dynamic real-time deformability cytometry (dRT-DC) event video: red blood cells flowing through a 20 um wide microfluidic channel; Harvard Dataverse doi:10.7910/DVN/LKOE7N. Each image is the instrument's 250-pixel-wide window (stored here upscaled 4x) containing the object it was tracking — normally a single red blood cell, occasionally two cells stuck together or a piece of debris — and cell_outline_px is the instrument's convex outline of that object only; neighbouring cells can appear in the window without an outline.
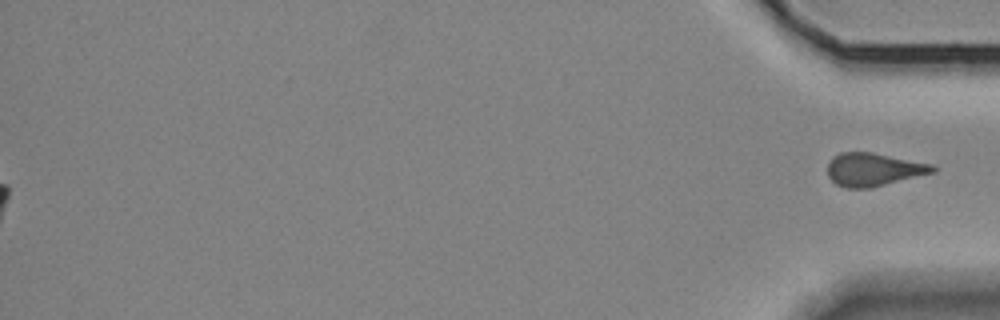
{"species": "Egyptian fruit bat (a non-hibernating species)", "species_latin": "Rousettus aegyptiacus", "temperature_condition": "room temperature", "stored_images_in_passage": 28, "segment_of_instrument_passage": [2, 2], "camera_frame_rate_fps": 3000, "um_per_image_px": 0.085, "animal": {"sex": "female"}, "frame": {"image": 1, "passage_image": 28, "time_ms": 9.0, "image_size_px": [1000, 320], "cell_outline_px": [[936, 172], [872, 188], [848, 188], [836, 184], [828, 176], [828, 160], [832, 156], [840, 152], [872, 152], [932, 164], [936, 168]], "centroid_in_image_um": [74.24, 14.41], "position_along_channel_um": 361.0, "area_um2": 20.46}}